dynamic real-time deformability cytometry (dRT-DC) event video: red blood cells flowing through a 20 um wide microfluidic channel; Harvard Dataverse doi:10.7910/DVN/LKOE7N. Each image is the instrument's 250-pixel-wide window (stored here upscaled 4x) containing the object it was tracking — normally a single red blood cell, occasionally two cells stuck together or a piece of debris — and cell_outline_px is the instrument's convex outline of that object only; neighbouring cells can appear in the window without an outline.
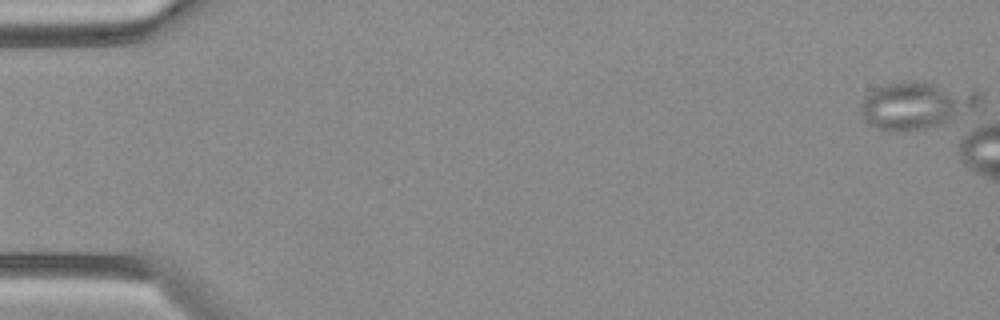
{"species": "Egyptian fruit bat (a non-hibernating species)", "species_latin": "Rousettus aegyptiacus", "temperature_condition": "warm", "stored_images_in_passage": 7, "camera_frame_rate_fps": 3000, "um_per_image_px": 0.085, "animal": {"sex": "female"}, "frame": {"image": 1, "passage_image": 1, "time_ms": 0.0, "image_size_px": [1000, 320], "cell_outline_px": [[980, 104], [944, 124], [904, 132], [892, 132], [876, 128], [868, 124], [864, 120], [860, 108], [860, 100], [864, 96], [876, 88], [892, 84], [932, 84], [976, 88], [980, 92]], "centroid_in_image_um": [77.88, 8.99], "position_along_channel_um": 7.1, "area_um2": 32.25}}